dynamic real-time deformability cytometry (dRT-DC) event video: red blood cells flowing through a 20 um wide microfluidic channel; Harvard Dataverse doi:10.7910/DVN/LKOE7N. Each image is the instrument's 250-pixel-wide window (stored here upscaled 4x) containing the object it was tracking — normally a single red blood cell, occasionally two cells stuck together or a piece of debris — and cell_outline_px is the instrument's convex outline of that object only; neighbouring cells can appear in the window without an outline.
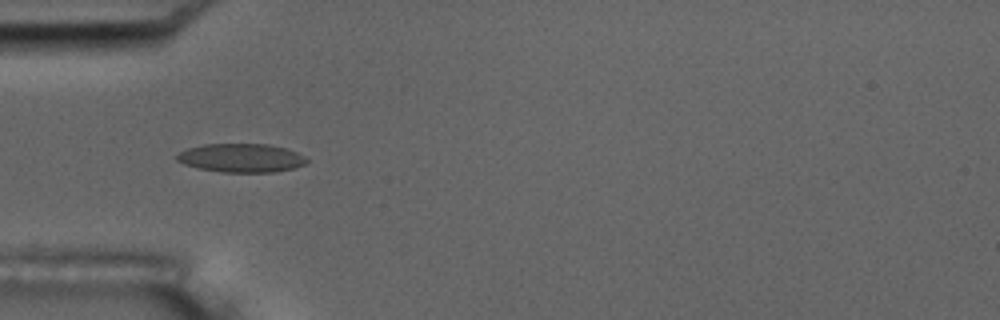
{"species": "common noctule bat (a hibernating species)", "species_latin": "Nyctalus noctula", "temperature_condition": "room temperature", "stored_images_in_passage": 8, "camera_frame_rate_fps": 3000, "um_per_image_px": 0.085, "animal": {"sex": "male", "body_mass_g": 17.5, "forearm_length_mm": 52.3}, "frame": {"image": 1, "passage_image": 5, "time_ms": 1.333, "image_size_px": [1000, 320], "cell_outline_px": [[308, 160], [304, 164], [292, 168], [272, 172], [224, 172], [200, 168], [184, 164], [176, 160], [176, 156], [180, 152], [188, 148], [204, 144], [268, 144], [284, 148], [296, 152], [304, 156]], "centroid_in_image_um": [20.49, 13.42], "position_along_channel_um": 64.5, "area_um2": 21.39}}
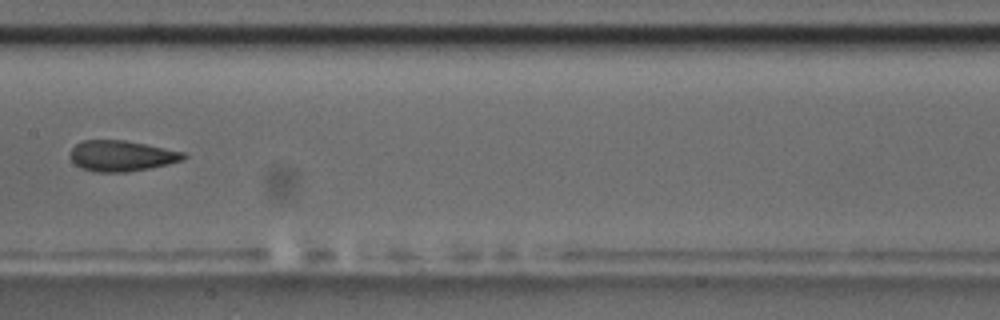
{"frame": {"image": 2, "passage_image": 8, "time_ms": 2.333, "image_size_px": [1000, 320], "cell_outline_px": [[188, 156], [180, 160], [168, 164], [128, 172], [96, 172], [80, 168], [68, 156], [72, 148], [76, 144], [84, 140], [124, 140], [184, 152]], "centroid_in_image_um": [10.29, 13.25], "position_along_channel_um": 197.1, "area_um2": 20.17}}